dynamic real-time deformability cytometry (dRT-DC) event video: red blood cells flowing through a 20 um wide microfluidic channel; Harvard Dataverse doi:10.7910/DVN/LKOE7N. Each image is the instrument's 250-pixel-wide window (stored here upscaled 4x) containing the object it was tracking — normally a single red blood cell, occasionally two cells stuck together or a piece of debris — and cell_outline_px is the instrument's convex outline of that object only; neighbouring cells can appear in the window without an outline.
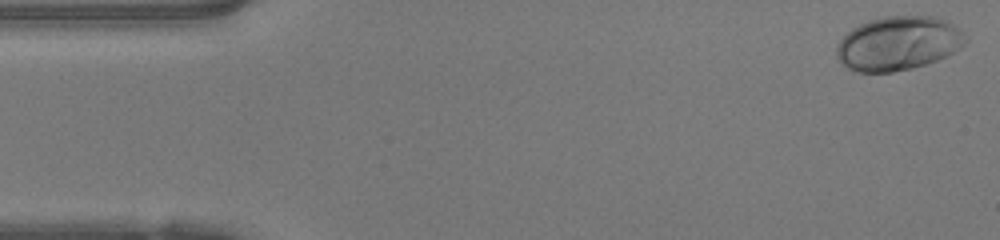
{"species": "human", "species_latin": "Homo sapiens", "temperature_condition": "warm", "stored_images_in_passage": 47, "camera_frame_rate_fps": 3000, "um_per_image_px": 0.085, "donor": {"sex": "female"}, "frame": {"image": 1, "passage_image": 1, "time_ms": 0.0, "image_size_px": [1000, 240], "cell_outline_px": [[968, 40], [964, 44], [952, 52], [936, 60], [912, 68], [892, 72], [860, 72], [848, 68], [836, 56], [836, 48], [840, 40], [852, 28], [868, 20], [884, 16], [936, 16], [948, 20]], "centroid_in_image_um": [76.33, 3.67], "position_along_channel_um": 8.7, "area_um2": 40.17}}
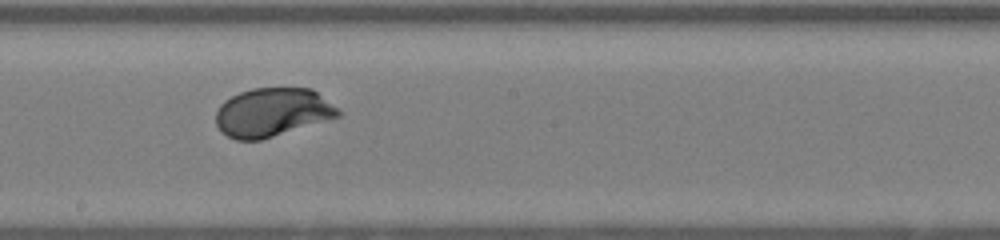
{"frame": {"image": 2, "passage_image": 25, "time_ms": 8.0, "image_size_px": [1000, 240], "cell_outline_px": [[340, 116], [260, 140], [236, 140], [220, 132], [216, 124], [216, 112], [220, 104], [224, 100], [240, 92], [252, 88], [312, 88], [336, 108], [340, 112]], "centroid_in_image_um": [23.09, 9.55], "position_along_channel_um": 225.1, "area_um2": 34.39}}
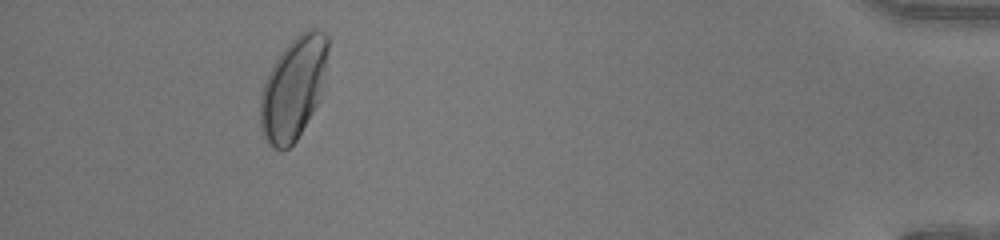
{"frame": {"image": 3, "passage_image": 43, "time_ms": 14.0, "image_size_px": [1000, 240], "cell_outline_px": [[328, 48], [320, 100], [296, 140], [284, 152], [280, 152], [272, 148], [268, 144], [260, 128], [260, 96], [264, 84], [276, 60], [284, 48], [300, 32], [308, 28], [316, 28], [324, 32], [328, 36]], "centroid_in_image_um": [24.94, 7.53], "position_along_channel_um": 410.3, "area_um2": 40.23}, "authors_computed_cell_mechanics": {"area_um2": 34.9112, "velocity_mm_per_s": 4.2215, "shape_relaxation_time_tau1_ms": 1.9909, "shape_relaxation_time_tau2_ms": null, "deformation_change_tau1": 0.1371, "deformation_change_tau2": null}}